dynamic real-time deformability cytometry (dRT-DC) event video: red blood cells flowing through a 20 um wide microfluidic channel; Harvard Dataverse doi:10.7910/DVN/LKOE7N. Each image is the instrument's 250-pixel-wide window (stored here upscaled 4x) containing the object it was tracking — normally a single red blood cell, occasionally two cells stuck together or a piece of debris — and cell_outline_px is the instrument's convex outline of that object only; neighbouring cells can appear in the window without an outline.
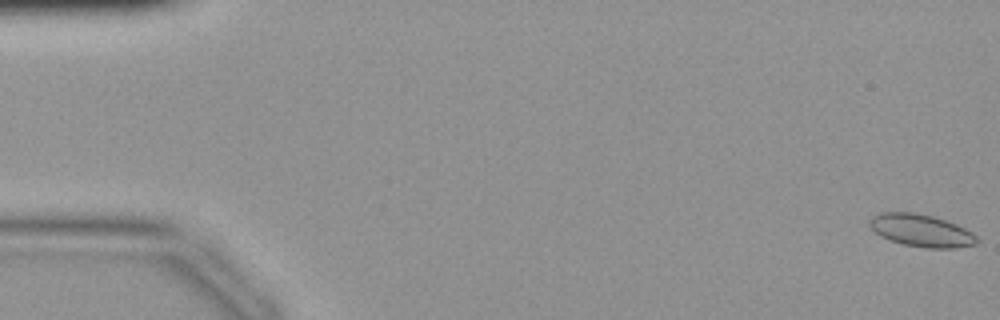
{"species": "common noctule bat (a hibernating species)", "species_latin": "Nyctalus noctula", "temperature_condition": "warm", "stored_images_in_passage": 38, "camera_frame_rate_fps": 3000, "um_per_image_px": 0.085, "animal": {"sex": "female", "body_mass_g": 19.9}, "frame": {"image": 1, "passage_image": 1, "time_ms": 0.0, "image_size_px": [1000, 320], "cell_outline_px": [[980, 240], [976, 244], [956, 248], [924, 248], [904, 244], [880, 236], [868, 224], [868, 220], [872, 216], [880, 212], [912, 212], [932, 216], [956, 224], [972, 232]], "centroid_in_image_um": [78.31, 19.59], "position_along_channel_um": 6.7, "area_um2": 20.23}}
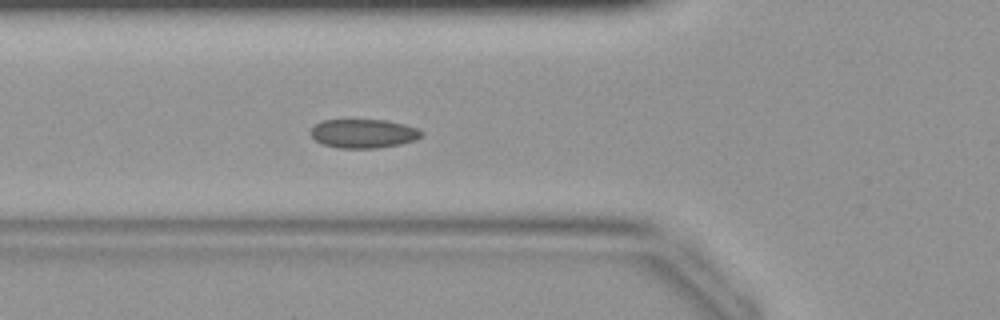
{"frame": {"image": 2, "passage_image": 16, "time_ms": 5.0, "image_size_px": [1000, 320], "cell_outline_px": [[424, 136], [400, 144], [376, 148], [336, 148], [324, 144], [316, 140], [308, 132], [316, 124], [324, 120], [388, 120], [420, 128], [424, 132]], "centroid_in_image_um": [30.93, 11.34], "position_along_channel_um": 94.9, "area_um2": 18.73}}
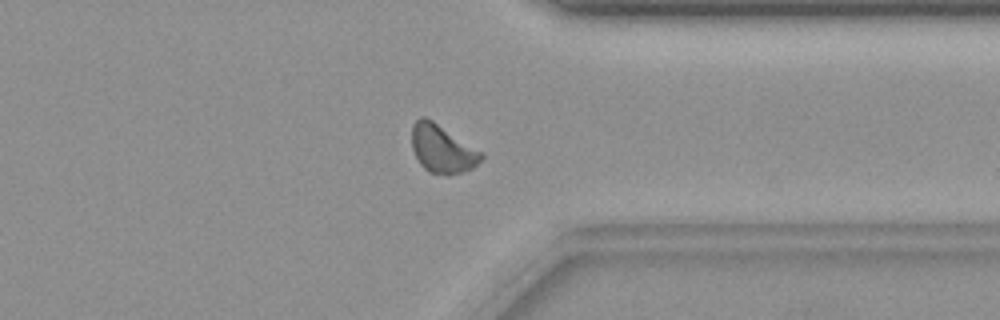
{"frame": {"image": 3, "passage_image": 34, "time_ms": 11.0, "image_size_px": [1000, 320], "cell_outline_px": [[484, 156], [472, 168], [448, 176], [428, 172], [420, 164], [412, 148], [412, 124], [420, 116], [424, 116], [432, 120], [484, 152]], "centroid_in_image_um": [37.59, 12.65], "position_along_channel_um": 373.8, "area_um2": 19.54}}